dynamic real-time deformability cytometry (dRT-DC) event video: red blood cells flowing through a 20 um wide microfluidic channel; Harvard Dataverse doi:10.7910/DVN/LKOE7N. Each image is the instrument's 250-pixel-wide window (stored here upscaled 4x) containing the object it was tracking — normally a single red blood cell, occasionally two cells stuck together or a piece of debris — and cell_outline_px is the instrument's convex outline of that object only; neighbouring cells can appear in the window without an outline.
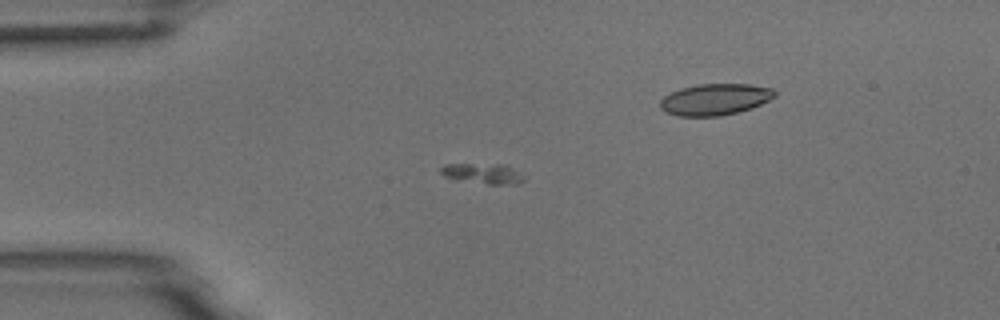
{"species": "common noctule bat (a hibernating species)", "species_latin": "Nyctalus noctula", "temperature_condition": "room temperature", "stored_images_in_passage": 56, "camera_frame_rate_fps": 3000, "um_per_image_px": 0.085, "animal": {"sex": "male", "body_mass_g": 18.8}, "frame": {"image": 1, "passage_image": 15, "time_ms": 4.667, "image_size_px": [1000, 320], "cell_outline_px": [[524, 180], [520, 184], [488, 184], [452, 180], [444, 176], [440, 172], [440, 168], [444, 164], [504, 164], [512, 168], [524, 176]], "centroid_in_image_um": [41.0, 14.76], "position_along_channel_um": 44.0, "area_um2": 10.06}}